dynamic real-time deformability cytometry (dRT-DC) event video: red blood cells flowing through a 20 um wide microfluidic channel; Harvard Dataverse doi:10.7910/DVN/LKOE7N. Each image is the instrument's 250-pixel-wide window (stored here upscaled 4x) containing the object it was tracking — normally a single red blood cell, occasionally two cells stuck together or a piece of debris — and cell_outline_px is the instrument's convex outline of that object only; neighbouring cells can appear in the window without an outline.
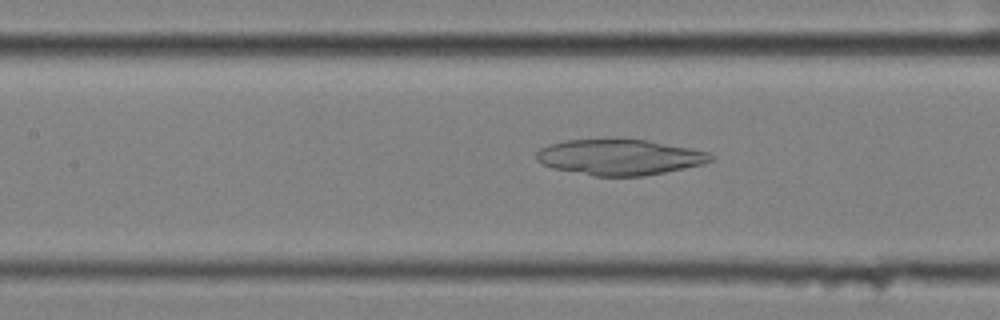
{"species": "common noctule bat (a hibernating species)", "species_latin": "Nyctalus noctula", "temperature_condition": "cold", "stored_images_in_passage": 38, "camera_frame_rate_fps": 3000, "um_per_image_px": 0.085, "animal": {"sex": "female", "body_mass_g": 25.1}, "frame": {"image": 1, "passage_image": 10, "time_ms": 3.0, "image_size_px": [1000, 320], "cell_outline_px": [[712, 160], [704, 164], [644, 176], [596, 176], [552, 168], [536, 160], [536, 152], [540, 148], [548, 144], [564, 140], [648, 140], [692, 148], [708, 152], [712, 156]], "centroid_in_image_um": [52.66, 13.36], "position_along_channel_um": 154.7, "area_um2": 36.01}}
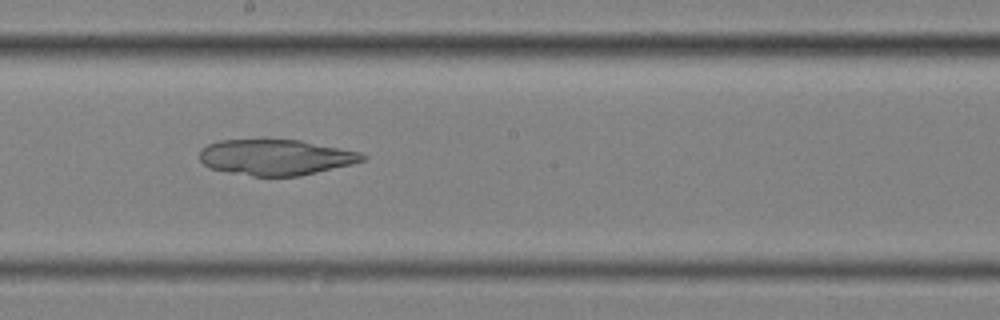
{"frame": {"image": 2, "passage_image": 16, "time_ms": 5.0, "image_size_px": [1000, 320], "cell_outline_px": [[368, 156], [364, 160], [352, 164], [300, 176], [252, 176], [228, 172], [208, 168], [200, 160], [200, 148], [208, 144], [220, 140], [300, 140], [360, 152]], "centroid_in_image_um": [23.42, 13.37], "position_along_channel_um": 224.8, "area_um2": 33.87}}
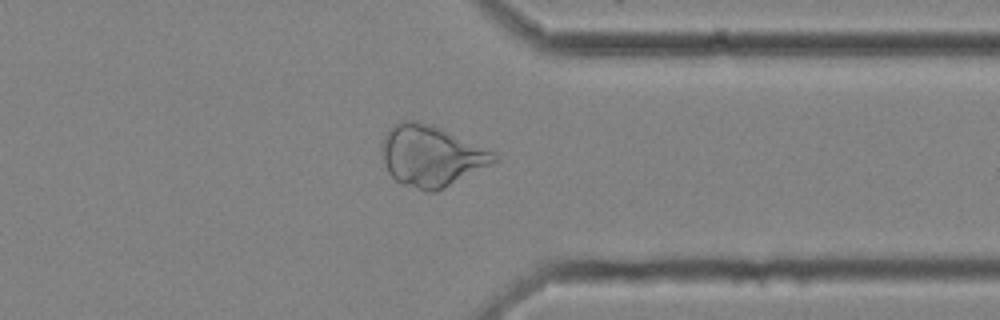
{"frame": {"image": 3, "passage_image": 29, "time_ms": 9.333, "image_size_px": [1000, 320], "cell_outline_px": [[500, 160], [436, 192], [424, 192], [404, 184], [396, 180], [388, 172], [384, 160], [380, 144], [388, 128], [392, 124], [400, 120], [420, 120], [432, 124], [492, 152], [500, 156]], "centroid_in_image_um": [36.62, 13.24], "position_along_channel_um": 374.8, "area_um2": 39.88}}